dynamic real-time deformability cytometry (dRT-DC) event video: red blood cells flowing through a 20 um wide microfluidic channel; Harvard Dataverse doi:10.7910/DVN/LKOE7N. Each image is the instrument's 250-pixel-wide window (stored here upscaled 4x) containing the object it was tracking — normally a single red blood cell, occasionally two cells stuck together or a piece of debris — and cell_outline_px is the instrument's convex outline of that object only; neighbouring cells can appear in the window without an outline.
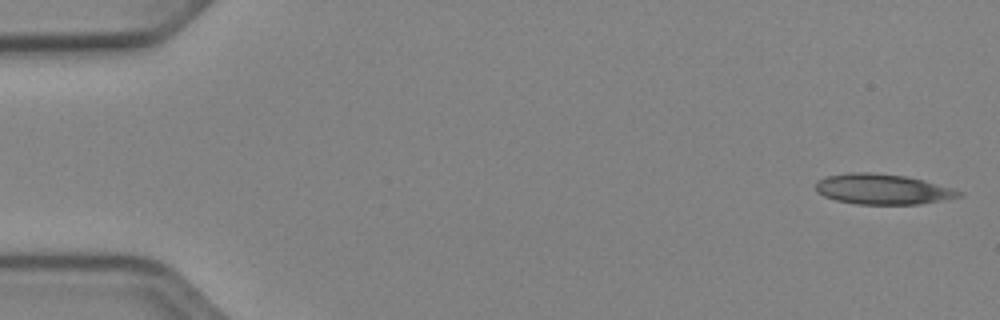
{"species": "Egyptian fruit bat (a non-hibernating species)", "species_latin": "Rousettus aegyptiacus", "temperature_condition": "cold", "stored_images_in_passage": 51, "camera_frame_rate_fps": 3000, "um_per_image_px": 0.085, "animal": {"sex": "female"}, "frame": {"image": 1, "passage_image": 1, "time_ms": 0.0, "image_size_px": [1000, 320], "cell_outline_px": [[964, 196], [944, 200], [920, 204], [856, 204], [836, 200], [824, 196], [816, 192], [816, 180], [828, 176], [848, 172], [872, 172], [908, 176], [924, 180], [952, 188], [964, 192]], "centroid_in_image_um": [75.04, 16.07], "position_along_channel_um": 10.0, "area_um2": 25.61}}
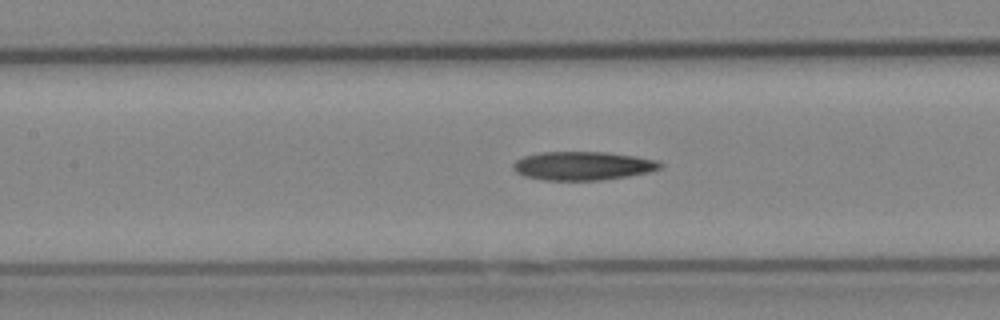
{"frame": {"image": 2, "passage_image": 23, "time_ms": 7.333, "image_size_px": [1000, 320], "cell_outline_px": [[664, 164], [660, 168], [648, 172], [628, 176], [600, 180], [544, 180], [524, 176], [516, 172], [512, 168], [512, 164], [516, 160], [524, 156], [540, 152], [608, 152], [636, 156], [656, 160]], "centroid_in_image_um": [49.52, 14.09], "position_along_channel_um": 157.9, "area_um2": 24.57}}
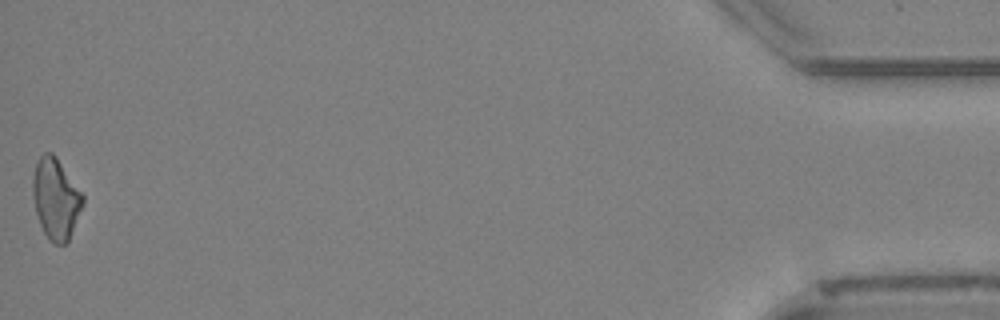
{"frame": {"image": 3, "passage_image": 51, "time_ms": 16.667, "image_size_px": [1000, 320], "cell_outline_px": [[84, 204], [68, 244], [56, 244], [44, 232], [40, 224], [36, 212], [32, 192], [32, 180], [36, 164], [40, 156], [44, 152], [52, 152], [56, 156], [84, 196]], "centroid_in_image_um": [4.76, 16.89], "position_along_channel_um": 430.4, "area_um2": 23.52}}